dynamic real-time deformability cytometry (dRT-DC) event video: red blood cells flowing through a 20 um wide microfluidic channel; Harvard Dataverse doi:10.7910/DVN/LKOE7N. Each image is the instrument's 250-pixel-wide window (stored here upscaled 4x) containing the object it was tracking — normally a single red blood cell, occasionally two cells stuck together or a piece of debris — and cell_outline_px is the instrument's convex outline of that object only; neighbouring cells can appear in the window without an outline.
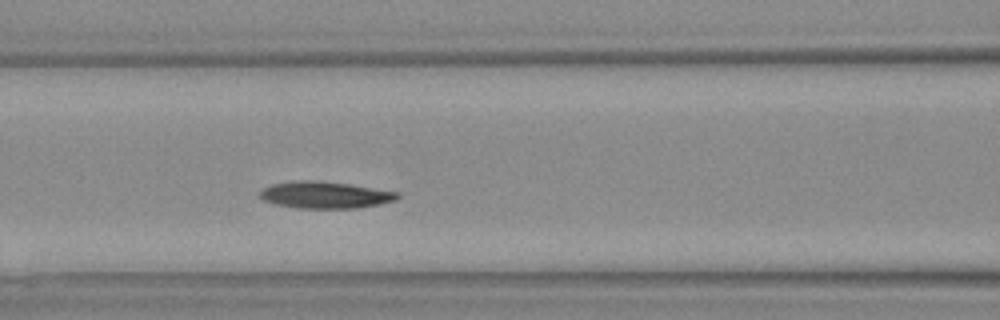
{"species": "Egyptian fruit bat (a non-hibernating species)", "species_latin": "Rousettus aegyptiacus", "temperature_condition": "warm", "stored_images_in_passage": 30, "camera_frame_rate_fps": 3000, "um_per_image_px": 0.085, "animal": {"sex": "female"}, "frame": {"image": 1, "passage_image": 9, "time_ms": 2.667, "image_size_px": [1000, 320], "cell_outline_px": [[400, 196], [396, 200], [380, 204], [360, 208], [300, 208], [276, 204], [264, 200], [260, 196], [260, 192], [264, 188], [272, 184], [296, 180], [320, 180], [348, 184], [400, 192]], "centroid_in_image_um": [27.67, 16.56], "position_along_channel_um": 138.9, "area_um2": 21.5}}